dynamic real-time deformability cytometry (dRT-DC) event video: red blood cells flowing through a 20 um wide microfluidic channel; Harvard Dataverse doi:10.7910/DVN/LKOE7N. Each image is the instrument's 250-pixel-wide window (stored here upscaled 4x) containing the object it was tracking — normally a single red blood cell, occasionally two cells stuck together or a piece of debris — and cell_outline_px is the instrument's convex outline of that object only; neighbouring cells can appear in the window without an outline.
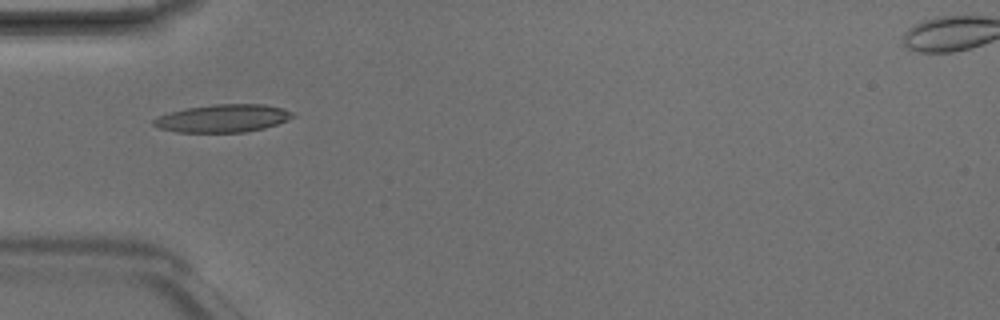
{"species": "Egyptian fruit bat (a non-hibernating species)", "species_latin": "Rousettus aegyptiacus", "temperature_condition": "room temperature", "stored_images_in_passage": 3, "camera_frame_rate_fps": 3000, "um_per_image_px": 0.085, "animal": {"sex": "male"}, "frame": {"image": 1, "passage_image": 3, "time_ms": 0.667, "image_size_px": [1000, 320], "cell_outline_px": [[296, 116], [288, 120], [264, 128], [244, 132], [176, 132], [160, 128], [152, 124], [152, 120], [168, 112], [188, 108], [216, 104], [264, 104], [284, 108], [292, 112]], "centroid_in_image_um": [18.97, 10.05], "position_along_channel_um": 66.0, "area_um2": 22.48}}